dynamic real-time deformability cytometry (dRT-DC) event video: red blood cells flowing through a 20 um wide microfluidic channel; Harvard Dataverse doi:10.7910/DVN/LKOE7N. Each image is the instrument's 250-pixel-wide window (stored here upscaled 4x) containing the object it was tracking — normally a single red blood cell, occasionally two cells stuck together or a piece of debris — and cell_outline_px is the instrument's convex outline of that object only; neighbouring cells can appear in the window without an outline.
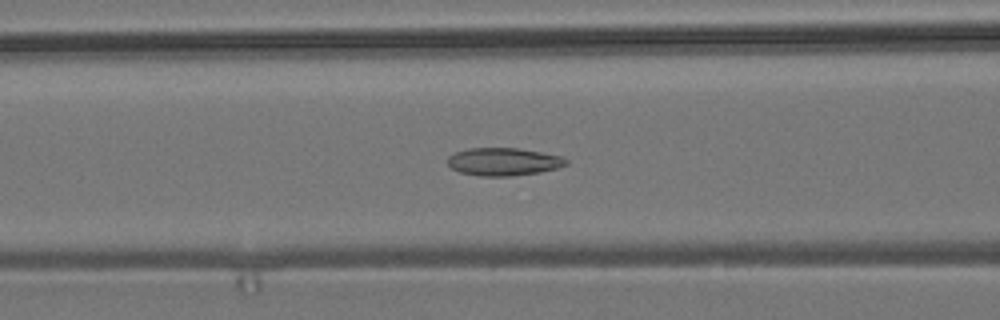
{"species": "common noctule bat (a hibernating species)", "species_latin": "Nyctalus noctula", "temperature_condition": "room temperature", "stored_images_in_passage": 49, "camera_frame_rate_fps": 3000, "um_per_image_px": 0.085, "animal": {"sex": "male", "body_mass_g": 19.2, "forearm_length_mm": 51.8}, "frame": {"image": 1, "passage_image": 16, "time_ms": 5.0, "image_size_px": [1000, 320], "cell_outline_px": [[568, 164], [556, 168], [540, 172], [512, 176], [480, 176], [460, 172], [452, 168], [448, 164], [448, 156], [456, 152], [468, 148], [516, 148], [540, 152], [560, 156], [568, 160]], "centroid_in_image_um": [42.79, 13.75], "position_along_channel_um": 123.8, "area_um2": 19.07}}
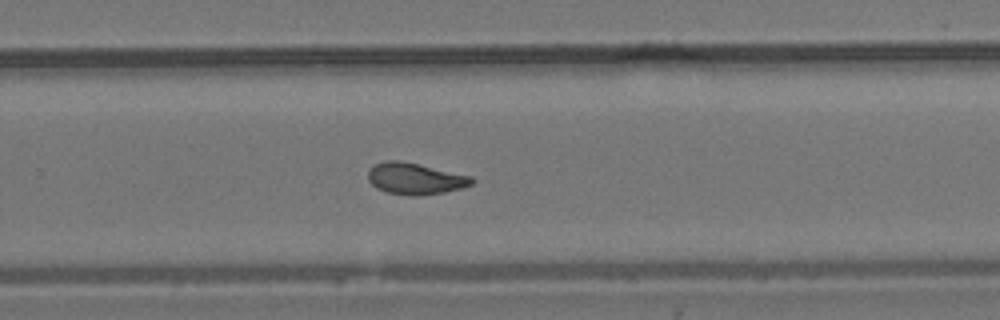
{"frame": {"image": 2, "passage_image": 30, "time_ms": 9.667, "image_size_px": [1000, 320], "cell_outline_px": [[476, 180], [472, 184], [460, 188], [444, 192], [420, 196], [416, 196], [388, 192], [376, 188], [368, 180], [368, 172], [376, 164], [384, 160], [400, 160], [472, 176]], "centroid_in_image_um": [35.3, 15.18], "position_along_channel_um": 294.5, "area_um2": 18.9}}
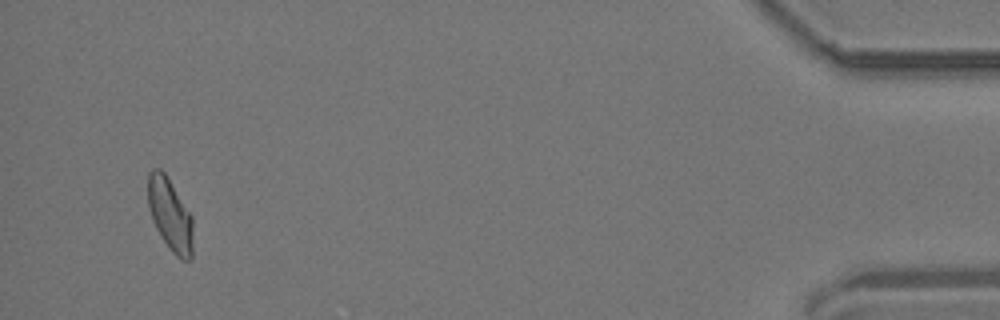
{"frame": {"image": 3, "passage_image": 47, "time_ms": 15.333, "image_size_px": [1000, 320], "cell_outline_px": [[192, 260], [180, 260], [172, 252], [160, 236], [152, 220], [148, 204], [148, 172], [152, 168], [160, 168], [164, 172], [192, 216]], "centroid_in_image_um": [14.45, 18.26], "position_along_channel_um": 420.8, "area_um2": 19.02}, "authors_computed_cell_mechanics": {"area_um2": 18.9006, "velocity_mm_per_s": 3.6737, "shape_relaxation_time_tau1_ms": null, "shape_relaxation_time_tau2_ms": 2.2496, "deformation_change_tau1": null, "deformation_change_tau2": 0.0847}}